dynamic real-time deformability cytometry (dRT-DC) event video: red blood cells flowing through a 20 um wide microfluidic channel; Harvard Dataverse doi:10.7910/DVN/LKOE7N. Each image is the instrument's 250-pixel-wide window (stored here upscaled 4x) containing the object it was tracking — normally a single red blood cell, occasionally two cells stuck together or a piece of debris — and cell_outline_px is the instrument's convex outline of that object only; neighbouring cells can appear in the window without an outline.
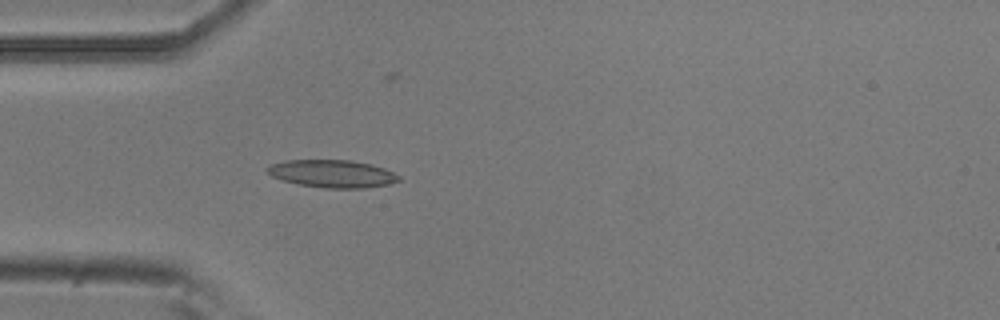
{"species": "common noctule bat (a hibernating species)", "species_latin": "Nyctalus noctula", "temperature_condition": "room temperature", "stored_images_in_passage": 40, "camera_frame_rate_fps": 3000, "um_per_image_px": 0.085, "animal": {"sex": "male", "body_mass_g": 20.5, "forearm_length_mm": 52.5}, "frame": {"image": 1, "passage_image": 1, "time_ms": 0.0, "image_size_px": [1000, 320], "cell_outline_px": [[400, 180], [388, 184], [364, 188], [324, 188], [300, 184], [280, 180], [272, 176], [264, 168], [272, 164], [284, 160], [352, 160], [372, 164], [384, 168], [400, 176]], "centroid_in_image_um": [28.23, 14.76], "position_along_channel_um": 56.8, "area_um2": 21.21}}
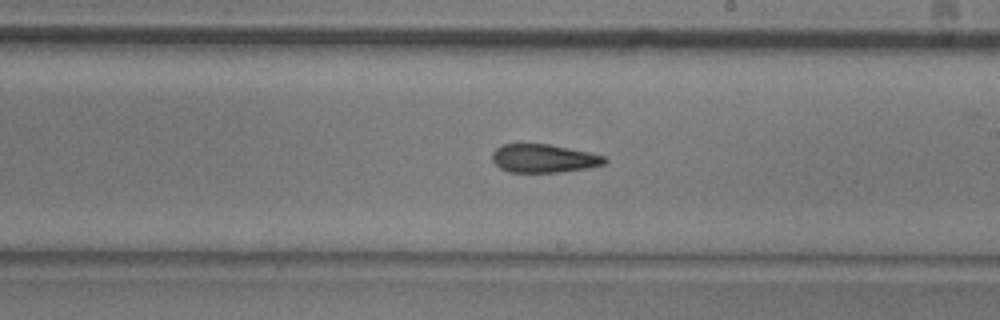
{"frame": {"image": 2, "passage_image": 16, "time_ms": 5.0, "image_size_px": [1000, 320], "cell_outline_px": [[608, 160], [604, 164], [588, 168], [560, 172], [508, 172], [500, 168], [492, 160], [492, 152], [496, 148], [504, 144], [548, 144], [588, 152], [604, 156]], "centroid_in_image_um": [46.2, 13.47], "position_along_channel_um": 242.8, "area_um2": 18.5}}
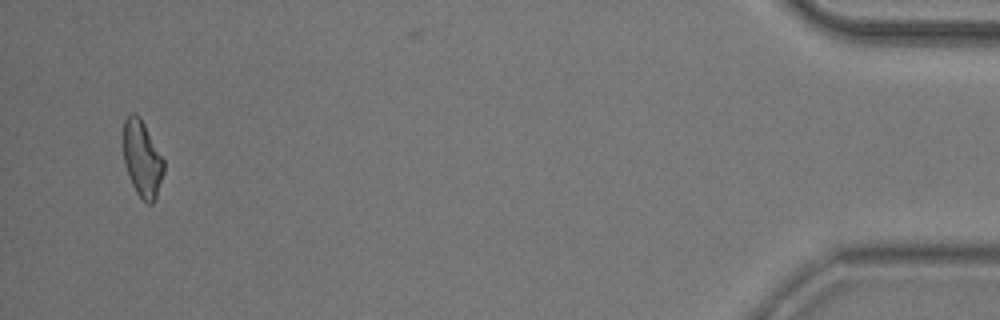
{"frame": {"image": 3, "passage_image": 37, "time_ms": 12.0, "image_size_px": [1000, 320], "cell_outline_px": [[164, 172], [156, 196], [152, 204], [148, 204], [136, 192], [132, 184], [124, 160], [124, 120], [128, 112], [136, 112], [140, 116], [164, 160]], "centroid_in_image_um": [12.09, 13.45], "position_along_channel_um": 423.1, "area_um2": 17.8}, "authors_computed_cell_mechanics": {"area_um2": 18.9295, "velocity_mm_per_s": 3.7717, "shape_relaxation_time_tau1_ms": null, "shape_relaxation_time_tau2_ms": 3.5388, "deformation_change_tau1": null, "deformation_change_tau2": 0.1316}}